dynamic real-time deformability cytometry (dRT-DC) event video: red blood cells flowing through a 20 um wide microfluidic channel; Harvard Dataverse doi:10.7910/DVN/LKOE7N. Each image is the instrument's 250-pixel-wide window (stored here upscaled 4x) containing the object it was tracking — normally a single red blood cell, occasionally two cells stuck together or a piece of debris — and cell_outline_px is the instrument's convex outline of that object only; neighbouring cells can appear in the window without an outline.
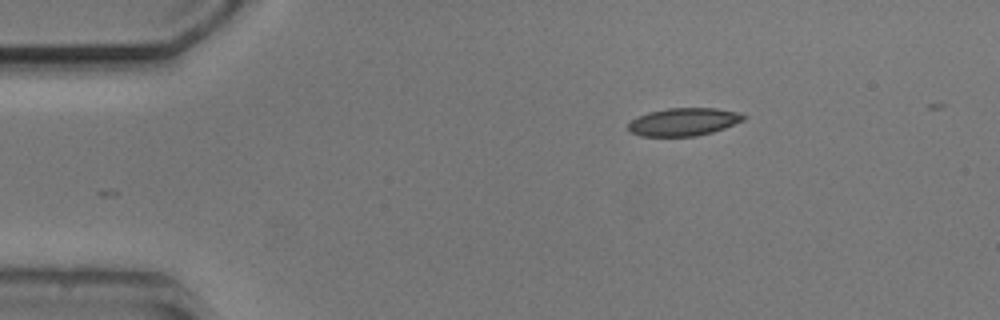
{"species": "common noctule bat (a hibernating species)", "species_latin": "Nyctalus noctula", "temperature_condition": "cold", "stored_images_in_passage": 3, "camera_frame_rate_fps": 3000, "um_per_image_px": 0.085, "animal": {"sex": "male", "body_mass_g": 20.5, "forearm_length_mm": 52.5}, "frame": {"image": 1, "passage_image": 1, "time_ms": 0.0, "image_size_px": [1000, 320], "cell_outline_px": [[748, 116], [744, 120], [724, 128], [712, 132], [696, 136], [640, 136], [628, 132], [628, 124], [636, 116], [648, 112], [668, 108], [716, 108], [740, 112]], "centroid_in_image_um": [58.1, 10.35], "position_along_channel_um": 26.9, "area_um2": 18.9}}
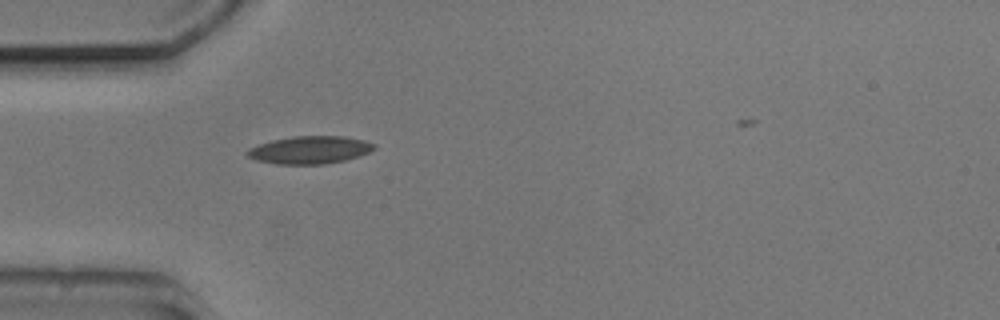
{"frame": {"image": 2, "passage_image": 3, "time_ms": 2.333, "image_size_px": [1000, 320], "cell_outline_px": [[376, 148], [368, 152], [344, 160], [324, 164], [276, 164], [256, 160], [248, 156], [244, 152], [248, 148], [272, 140], [292, 136], [344, 136], [364, 140], [376, 144]], "centroid_in_image_um": [26.31, 12.74], "position_along_channel_um": 58.7, "area_um2": 20.4}}